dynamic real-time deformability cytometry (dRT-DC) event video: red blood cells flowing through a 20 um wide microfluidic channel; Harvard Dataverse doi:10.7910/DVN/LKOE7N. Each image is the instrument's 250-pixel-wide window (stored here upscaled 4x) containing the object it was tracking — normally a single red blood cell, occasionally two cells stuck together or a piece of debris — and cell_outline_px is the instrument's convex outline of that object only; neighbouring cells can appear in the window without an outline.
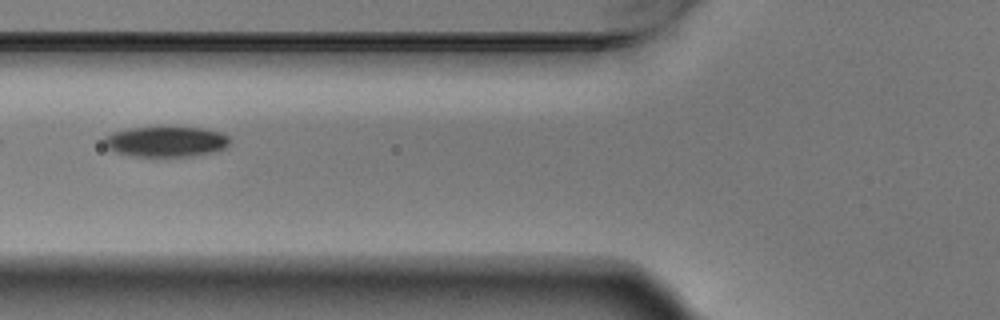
{"species": "Egyptian fruit bat (a non-hibernating species)", "species_latin": "Rousettus aegyptiacus", "temperature_condition": "warm", "stored_images_in_passage": 8, "camera_frame_rate_fps": 3000, "um_per_image_px": 0.085, "animal": {"sex": "male"}, "frame": {"image": 1, "passage_image": 6, "time_ms": 1.667, "image_size_px": [1000, 320], "cell_outline_px": [[232, 140], [224, 148], [212, 152], [192, 156], [136, 156], [116, 152], [108, 148], [104, 144], [104, 136], [112, 132], [128, 128], [160, 124], [204, 128], [224, 132]], "centroid_in_image_um": [14.12, 11.97], "position_along_channel_um": 111.7, "area_um2": 23.24}}
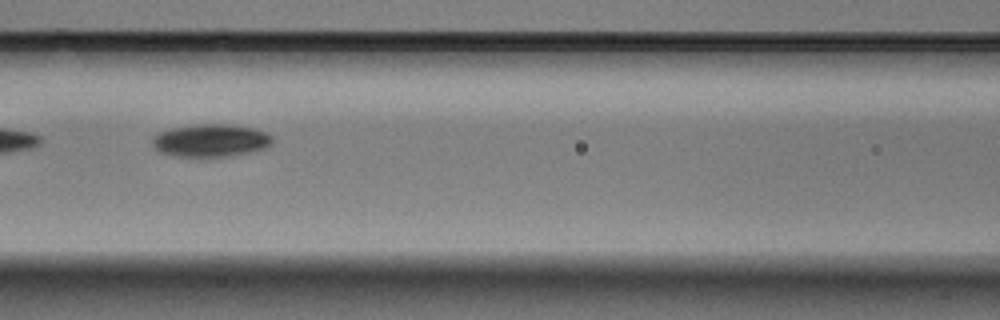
{"frame": {"image": 2, "passage_image": 7, "time_ms": 2.0, "image_size_px": [1000, 320], "cell_outline_px": [[272, 144], [268, 148], [252, 152], [228, 156], [172, 156], [160, 152], [152, 144], [152, 136], [160, 132], [172, 128], [196, 124], [228, 124], [252, 128], [264, 132], [272, 136]], "centroid_in_image_um": [17.92, 11.94], "position_along_channel_um": 148.7, "area_um2": 22.89}}
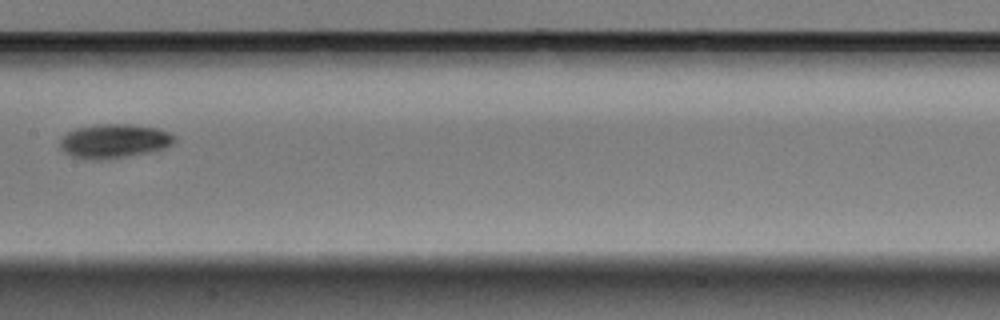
{"frame": {"image": 3, "passage_image": 8, "time_ms": 2.333, "image_size_px": [1000, 320], "cell_outline_px": [[176, 140], [172, 144], [164, 148], [148, 152], [128, 156], [96, 160], [92, 160], [72, 156], [64, 152], [60, 148], [60, 140], [68, 132], [76, 128], [96, 124], [132, 124], [160, 128], [176, 136]], "centroid_in_image_um": [9.72, 11.98], "position_along_channel_um": 197.7, "area_um2": 22.77}}